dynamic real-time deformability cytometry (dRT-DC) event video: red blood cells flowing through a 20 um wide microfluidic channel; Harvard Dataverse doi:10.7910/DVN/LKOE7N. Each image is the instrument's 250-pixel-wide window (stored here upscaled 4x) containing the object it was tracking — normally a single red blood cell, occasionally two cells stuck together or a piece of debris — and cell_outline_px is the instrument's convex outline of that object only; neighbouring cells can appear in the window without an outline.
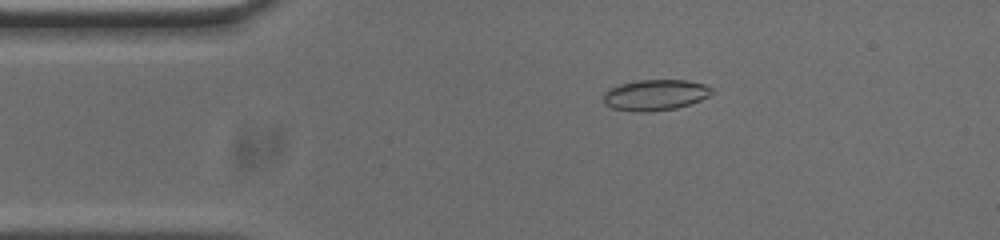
{"species": "common noctule bat (a hibernating species)", "species_latin": "Nyctalus noctula", "temperature_condition": "cold", "stored_images_in_passage": 49, "camera_frame_rate_fps": 3000, "um_per_image_px": 0.085, "animal": {"sex": "male", "body_mass_g": 20.0, "forearm_length_mm": 53.3}, "frame": {"image": 1, "passage_image": 5, "time_ms": 1.333, "image_size_px": [1000, 240], "cell_outline_px": [[716, 92], [700, 100], [676, 108], [648, 112], [636, 112], [612, 108], [604, 104], [604, 92], [608, 88], [620, 84], [640, 80], [688, 80], [704, 84], [712, 88]], "centroid_in_image_um": [55.69, 8.07], "position_along_channel_um": 29.3, "area_um2": 19.59}}
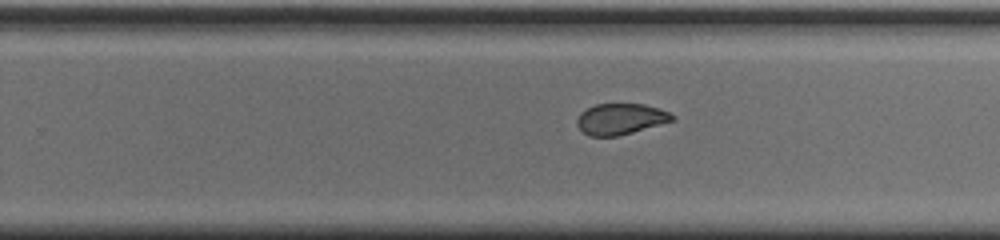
{"frame": {"image": 2, "passage_image": 28, "time_ms": 9.0, "image_size_px": [1000, 240], "cell_outline_px": [[676, 120], [632, 132], [616, 136], [588, 136], [576, 124], [576, 120], [580, 112], [596, 104], [644, 104], [660, 108], [676, 116]], "centroid_in_image_um": [52.76, 10.11], "position_along_channel_um": 277.0, "area_um2": 17.22}}
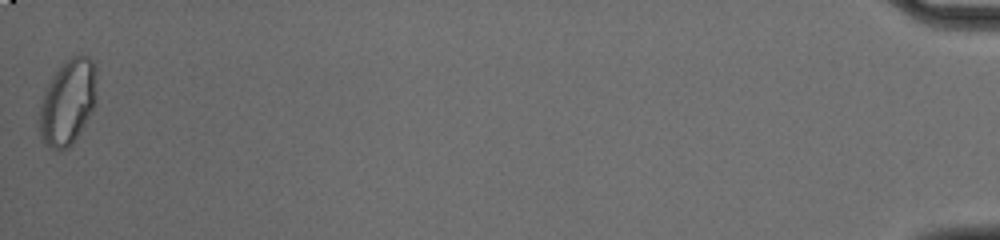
{"frame": {"image": 3, "passage_image": 49, "time_ms": 16.0, "image_size_px": [1000, 240], "cell_outline_px": [[96, 104], [72, 144], [68, 148], [48, 148], [40, 140], [36, 120], [40, 100], [52, 76], [60, 64], [64, 60], [72, 56], [88, 56], [96, 64]], "centroid_in_image_um": [5.71, 8.68], "position_along_channel_um": 429.5, "area_um2": 29.25}, "authors_computed_cell_mechanics": {"area_um2": 19.0162, "velocity_mm_per_s": 3.7338, "shape_relaxation_time_tau1_ms": null, "shape_relaxation_time_tau2_ms": 1.3376, "deformation_change_tau1": null, "deformation_change_tau2": 0.059}}